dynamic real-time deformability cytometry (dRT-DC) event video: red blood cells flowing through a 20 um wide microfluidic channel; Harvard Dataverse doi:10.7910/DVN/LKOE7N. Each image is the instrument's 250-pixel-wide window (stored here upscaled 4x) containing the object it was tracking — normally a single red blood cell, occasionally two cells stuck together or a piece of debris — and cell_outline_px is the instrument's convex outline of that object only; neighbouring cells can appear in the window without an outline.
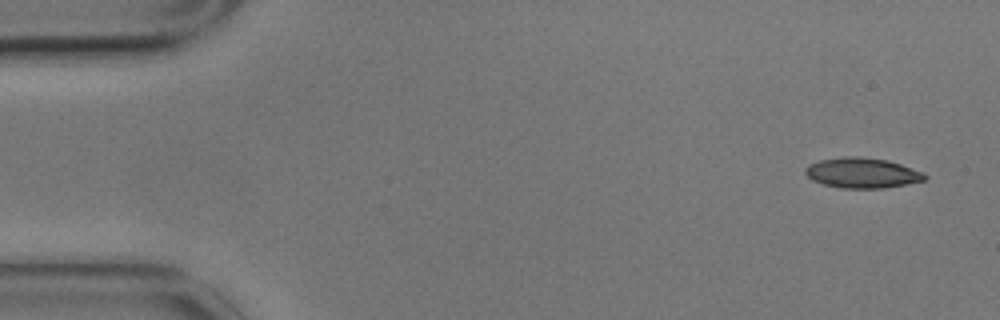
{"species": "common noctule bat (a hibernating species)", "species_latin": "Nyctalus noctula", "temperature_condition": "cold", "stored_images_in_passage": 7, "camera_frame_rate_fps": 3000, "um_per_image_px": 0.085, "animal": {"sex": "male", "body_mass_g": 17.9}, "frame": {"image": 1, "passage_image": 1, "time_ms": 0.0, "image_size_px": [1000, 320], "cell_outline_px": [[928, 176], [924, 180], [884, 188], [840, 188], [824, 184], [812, 180], [804, 172], [804, 168], [808, 164], [820, 160], [844, 156], [860, 156], [888, 160], [924, 172]], "centroid_in_image_um": [73.26, 14.68], "position_along_channel_um": 11.7, "area_um2": 21.1}}
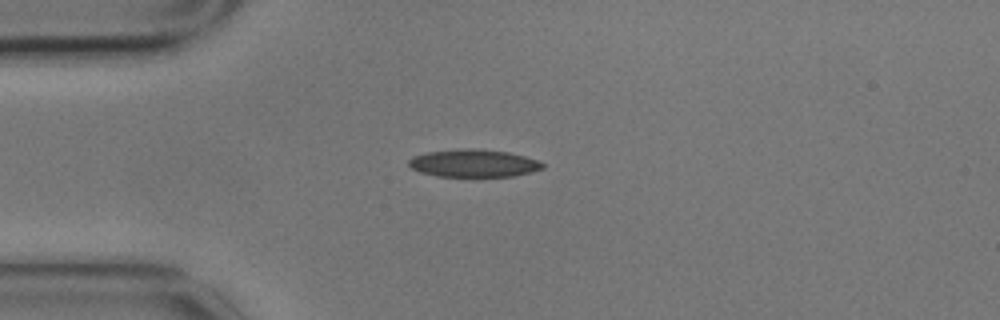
{"frame": {"image": 2, "passage_image": 4, "time_ms": 1.0, "image_size_px": [1000, 320], "cell_outline_px": [[544, 168], [512, 176], [436, 176], [420, 172], [412, 168], [408, 164], [408, 160], [412, 156], [428, 152], [464, 148], [476, 148], [508, 152], [524, 156], [536, 160], [544, 164]], "centroid_in_image_um": [40.22, 13.86], "position_along_channel_um": 44.8, "area_um2": 21.39}}